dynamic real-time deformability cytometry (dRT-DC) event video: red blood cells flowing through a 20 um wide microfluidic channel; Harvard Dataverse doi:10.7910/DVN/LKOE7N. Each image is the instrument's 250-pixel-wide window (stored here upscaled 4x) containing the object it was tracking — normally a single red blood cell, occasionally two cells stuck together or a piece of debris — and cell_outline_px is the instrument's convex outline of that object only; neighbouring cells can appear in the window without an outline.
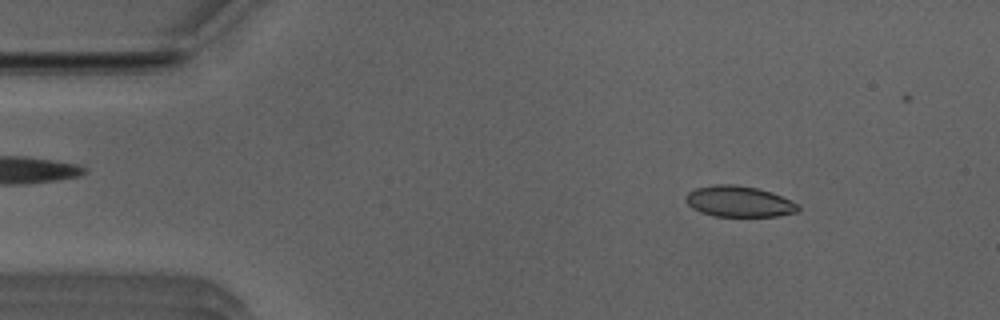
{"species": "Egyptian fruit bat (a non-hibernating species)", "species_latin": "Rousettus aegyptiacus", "temperature_condition": "room temperature", "stored_images_in_passage": 43, "camera_frame_rate_fps": 3000, "um_per_image_px": 0.085, "animal": {"sex": "male"}, "frame": {"image": 1, "passage_image": 6, "time_ms": 1.667, "image_size_px": [1000, 320], "cell_outline_px": [[800, 212], [776, 216], [712, 216], [700, 212], [692, 208], [684, 200], [684, 196], [688, 192], [696, 188], [716, 184], [732, 184], [756, 188], [772, 192], [800, 204]], "centroid_in_image_um": [62.82, 17.13], "position_along_channel_um": 22.2, "area_um2": 20.46}}
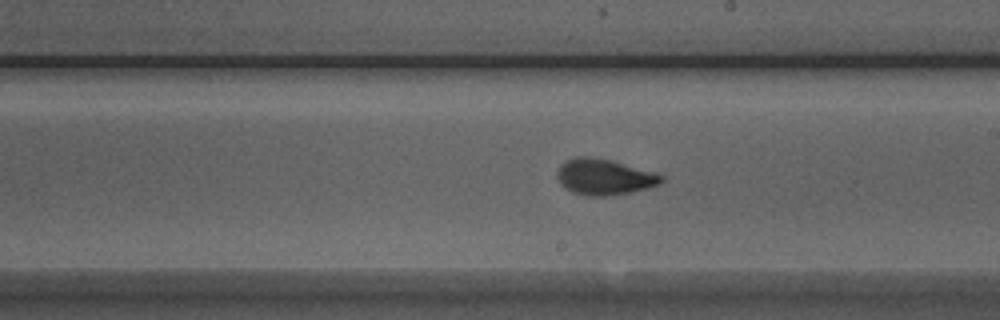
{"frame": {"image": 2, "passage_image": 28, "time_ms": 9.0, "image_size_px": [1000, 320], "cell_outline_px": [[664, 180], [660, 184], [628, 192], [604, 196], [584, 196], [572, 192], [560, 184], [556, 176], [556, 172], [560, 164], [576, 156], [588, 156], [612, 160], [652, 172], [664, 176]], "centroid_in_image_um": [51.3, 15.03], "position_along_channel_um": 237.7, "area_um2": 21.68}}
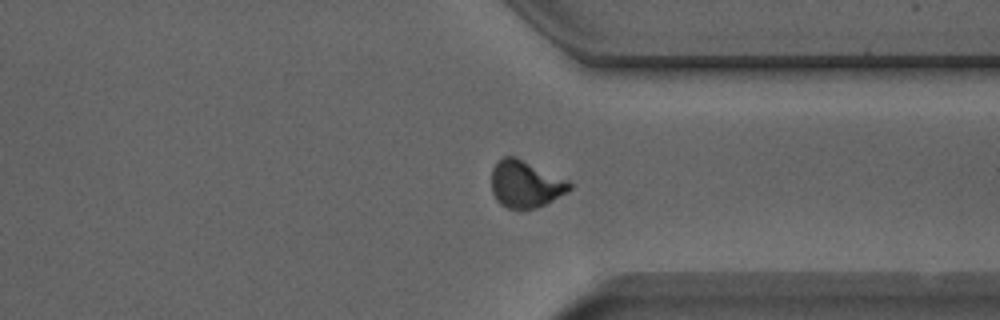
{"frame": {"image": 3, "passage_image": 38, "time_ms": 12.333, "image_size_px": [1000, 320], "cell_outline_px": [[572, 188], [552, 200], [536, 208], [520, 212], [508, 208], [500, 204], [496, 200], [492, 192], [492, 168], [504, 156], [516, 156], [572, 184]], "centroid_in_image_um": [44.6, 15.69], "position_along_channel_um": 366.8, "area_um2": 21.15}}